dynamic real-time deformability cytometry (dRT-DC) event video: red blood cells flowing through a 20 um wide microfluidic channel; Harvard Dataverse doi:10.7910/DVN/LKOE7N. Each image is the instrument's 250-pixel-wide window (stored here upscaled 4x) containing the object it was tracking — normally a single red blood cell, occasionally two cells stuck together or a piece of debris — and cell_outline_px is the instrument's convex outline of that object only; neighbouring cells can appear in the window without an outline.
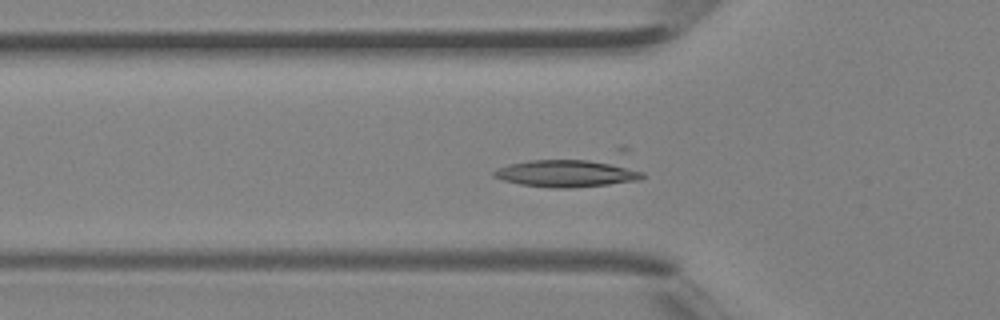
{"species": "Egyptian fruit bat (a non-hibernating species)", "species_latin": "Rousettus aegyptiacus", "temperature_condition": "room temperature", "stored_images_in_passage": 40, "camera_frame_rate_fps": 3000, "um_per_image_px": 0.085, "animal": {"sex": "female"}, "frame": {"image": 1, "passage_image": 12, "time_ms": 3.667, "image_size_px": [1000, 320], "cell_outline_px": [[644, 176], [640, 180], [608, 184], [572, 188], [552, 188], [520, 184], [504, 180], [492, 176], [492, 172], [508, 164], [528, 160], [588, 160], [616, 164], [644, 172]], "centroid_in_image_um": [48.14, 14.75], "position_along_channel_um": 77.7, "area_um2": 23.29}}
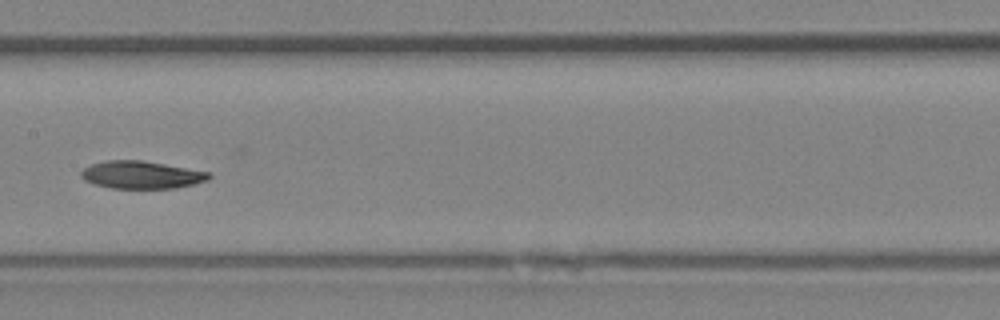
{"frame": {"image": 2, "passage_image": 19, "time_ms": 6.0, "image_size_px": [1000, 320], "cell_outline_px": [[212, 176], [208, 180], [176, 188], [112, 188], [96, 184], [84, 180], [80, 176], [80, 172], [84, 168], [92, 164], [104, 160], [140, 160], [164, 164], [208, 172]], "centroid_in_image_um": [11.99, 14.86], "position_along_channel_um": 195.4, "area_um2": 20.35}}
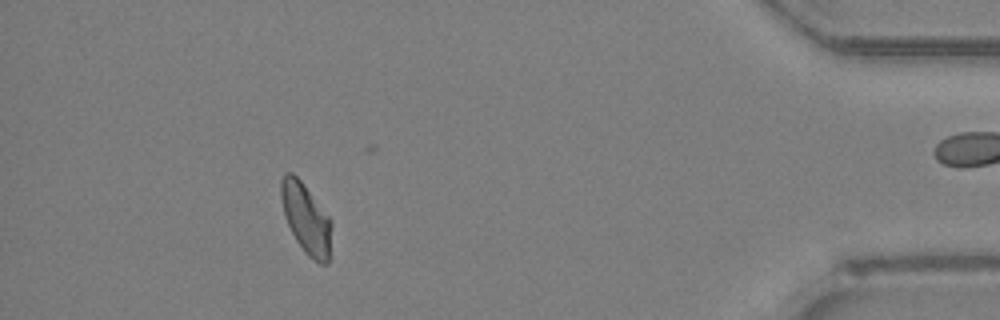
{"frame": {"image": 3, "passage_image": 35, "time_ms": 11.333, "image_size_px": [1000, 320], "cell_outline_px": [[332, 224], [328, 264], [320, 264], [308, 256], [304, 252], [296, 240], [284, 216], [280, 196], [280, 180], [284, 172], [292, 172], [304, 184], [328, 216]], "centroid_in_image_um": [25.99, 18.56], "position_along_channel_um": 409.2, "area_um2": 20.63}}